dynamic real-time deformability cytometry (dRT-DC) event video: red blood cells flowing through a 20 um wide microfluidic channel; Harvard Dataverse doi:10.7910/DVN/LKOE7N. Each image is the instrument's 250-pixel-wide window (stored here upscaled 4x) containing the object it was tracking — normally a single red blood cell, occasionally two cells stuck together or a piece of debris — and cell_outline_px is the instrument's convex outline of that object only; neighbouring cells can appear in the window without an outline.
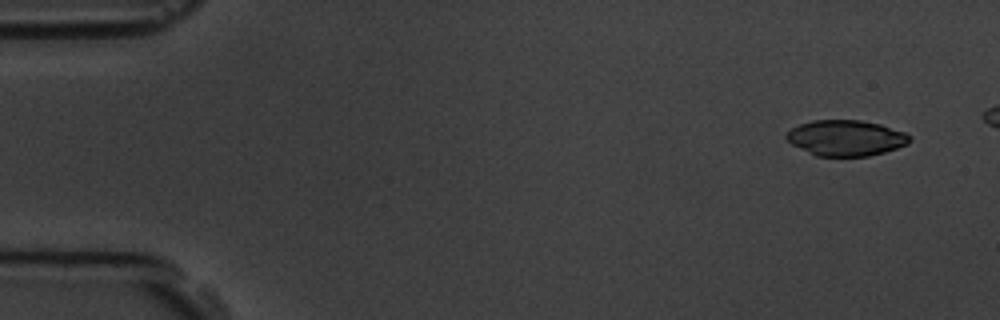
{"species": "common noctule bat (a hibernating species)", "species_latin": "Nyctalus noctula", "temperature_condition": "room temperature", "stored_images_in_passage": 6, "camera_frame_rate_fps": 3000, "um_per_image_px": 0.085, "animal": {"sex": "male", "body_mass_g": 19.5, "forearm_length_mm": 54.6}, "frame": {"image": 1, "passage_image": 1, "time_ms": 0.0, "image_size_px": [1000, 320], "cell_outline_px": [[912, 140], [908, 144], [884, 152], [868, 156], [816, 156], [792, 144], [784, 136], [792, 128], [800, 124], [812, 120], [860, 120], [880, 124], [904, 132], [912, 136]], "centroid_in_image_um": [71.92, 11.72], "position_along_channel_um": 13.1, "area_um2": 25.61}}